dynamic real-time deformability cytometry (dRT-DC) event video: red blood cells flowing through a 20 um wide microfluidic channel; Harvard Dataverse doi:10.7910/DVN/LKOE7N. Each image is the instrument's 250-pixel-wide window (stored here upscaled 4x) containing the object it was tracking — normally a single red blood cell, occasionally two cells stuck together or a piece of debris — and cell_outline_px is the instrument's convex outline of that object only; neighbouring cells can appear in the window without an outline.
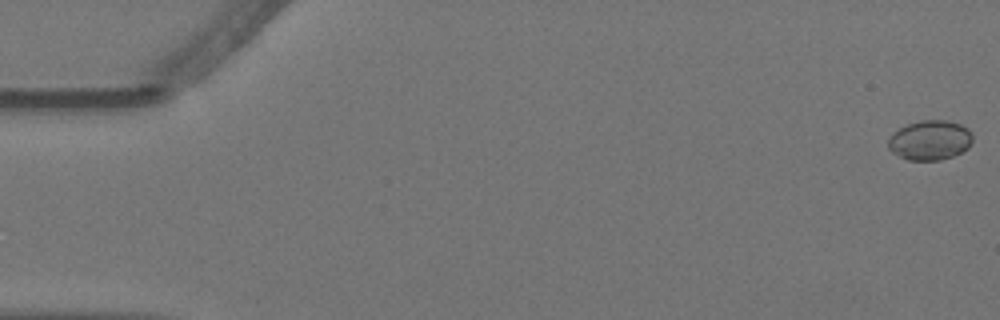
{"species": "Egyptian fruit bat (a non-hibernating species)", "species_latin": "Rousettus aegyptiacus", "temperature_condition": "warm", "stored_images_in_passage": 59, "camera_frame_rate_fps": 3000, "um_per_image_px": 0.085, "animal": {"sex": "female"}, "frame": {"image": 1, "passage_image": 1, "time_ms": 0.0, "image_size_px": [1000, 320], "cell_outline_px": [[972, 140], [968, 148], [952, 156], [940, 160], [908, 160], [892, 152], [888, 148], [888, 140], [892, 132], [908, 124], [920, 120], [948, 120], [960, 124], [968, 128], [972, 132]], "centroid_in_image_um": [79.04, 11.9], "position_along_channel_um": 6.0, "area_um2": 19.59}}
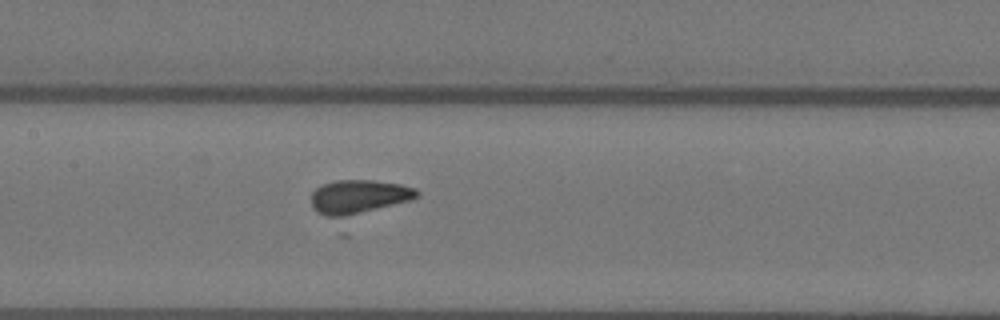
{"frame": {"image": 2, "passage_image": 28, "time_ms": 9.0, "image_size_px": [1000, 320], "cell_outline_px": [[420, 196], [412, 200], [336, 220], [316, 212], [312, 204], [312, 192], [316, 188], [324, 184], [336, 180], [372, 180], [400, 184], [416, 188], [420, 192]], "centroid_in_image_um": [30.51, 16.75], "position_along_channel_um": 176.9, "area_um2": 21.33}}
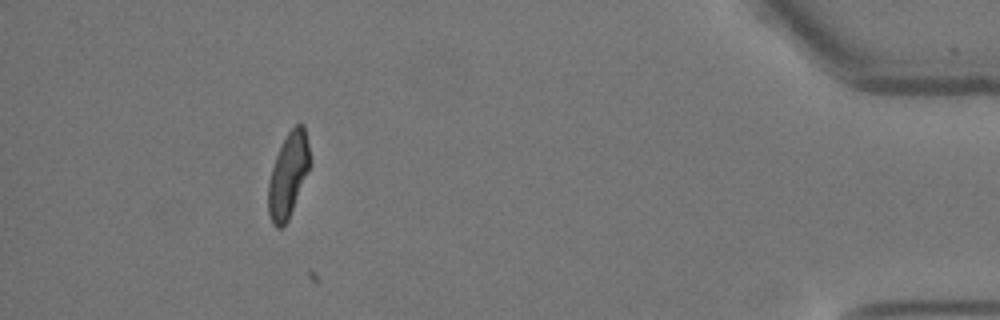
{"frame": {"image": 3, "passage_image": 53, "time_ms": 17.333, "image_size_px": [1000, 320], "cell_outline_px": [[308, 168], [288, 220], [280, 228], [276, 228], [272, 224], [268, 212], [268, 184], [272, 168], [276, 156], [288, 132], [296, 124], [304, 124], [308, 144]], "centroid_in_image_um": [24.46, 14.9], "position_along_channel_um": 410.7, "area_um2": 19.71}, "authors_computed_cell_mechanics": {"area_um2": 18.9006, "velocity_mm_per_s": 3.506, "shape_relaxation_time_tau1_ms": 0.6388, "shape_relaxation_time_tau2_ms": null, "deformation_change_tau1": null, "deformation_change_tau2": null}}